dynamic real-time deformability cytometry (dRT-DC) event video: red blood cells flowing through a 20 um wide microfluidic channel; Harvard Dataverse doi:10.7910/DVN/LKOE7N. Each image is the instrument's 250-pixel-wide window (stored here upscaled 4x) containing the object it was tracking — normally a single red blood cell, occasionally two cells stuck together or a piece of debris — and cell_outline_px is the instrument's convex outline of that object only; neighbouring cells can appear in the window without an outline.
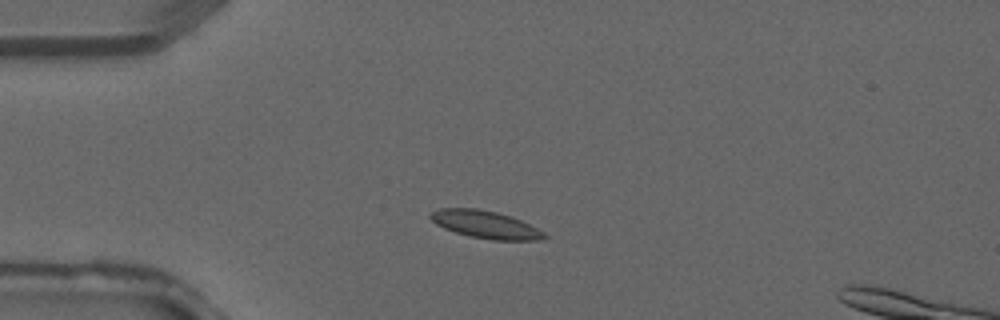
{"species": "common noctule bat (a hibernating species)", "species_latin": "Nyctalus noctula", "temperature_condition": "warm", "stored_images_in_passage": 3, "camera_frame_rate_fps": 3000, "um_per_image_px": 0.085, "animal": {"sex": "male", "forearm_length_mm": 52.5}, "frame": {"image": 1, "passage_image": 2, "time_ms": 0.333, "image_size_px": [1000, 320], "cell_outline_px": [[548, 236], [540, 240], [492, 240], [472, 236], [456, 232], [444, 228], [436, 224], [428, 216], [432, 212], [440, 208], [476, 208], [496, 212], [512, 216], [544, 232]], "centroid_in_image_um": [41.26, 19.08], "position_along_channel_um": 43.7, "area_um2": 18.09}}